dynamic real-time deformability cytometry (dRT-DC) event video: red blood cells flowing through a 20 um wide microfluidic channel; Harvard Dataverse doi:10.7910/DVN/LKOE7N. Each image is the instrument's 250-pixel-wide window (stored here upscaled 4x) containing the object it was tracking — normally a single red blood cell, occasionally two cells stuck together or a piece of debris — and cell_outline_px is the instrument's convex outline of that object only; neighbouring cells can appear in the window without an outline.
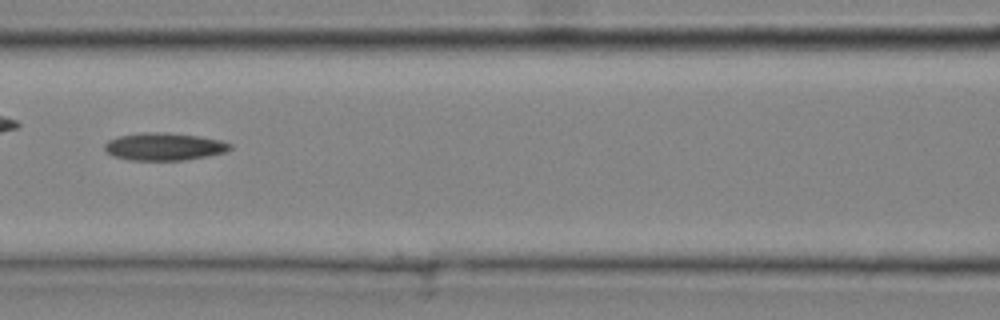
{"species": "common noctule bat (a hibernating species)", "species_latin": "Nyctalus noctula", "temperature_condition": "cold", "stored_images_in_passage": 31, "camera_frame_rate_fps": 3000, "um_per_image_px": 0.085, "animal": {"sex": "male", "body_mass_g": 20.4}, "frame": {"image": 1, "passage_image": 10, "time_ms": 3.0, "image_size_px": [1000, 320], "cell_outline_px": [[232, 148], [228, 152], [208, 156], [184, 160], [128, 160], [112, 156], [104, 148], [104, 144], [108, 140], [120, 136], [140, 132], [164, 132], [200, 136], [220, 140], [232, 144]], "centroid_in_image_um": [13.97, 12.46], "position_along_channel_um": 152.6, "area_um2": 20.35}}
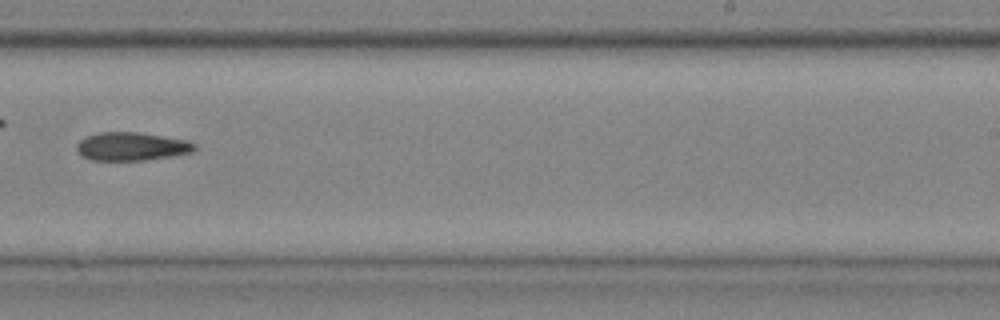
{"frame": {"image": 2, "passage_image": 18, "time_ms": 5.667, "image_size_px": [1000, 320], "cell_outline_px": [[196, 148], [192, 152], [172, 156], [144, 160], [92, 160], [80, 156], [76, 148], [76, 144], [80, 140], [88, 136], [100, 132], [136, 132], [188, 140], [196, 144]], "centroid_in_image_um": [11.18, 12.45], "position_along_channel_um": 277.8, "area_um2": 19.42}}